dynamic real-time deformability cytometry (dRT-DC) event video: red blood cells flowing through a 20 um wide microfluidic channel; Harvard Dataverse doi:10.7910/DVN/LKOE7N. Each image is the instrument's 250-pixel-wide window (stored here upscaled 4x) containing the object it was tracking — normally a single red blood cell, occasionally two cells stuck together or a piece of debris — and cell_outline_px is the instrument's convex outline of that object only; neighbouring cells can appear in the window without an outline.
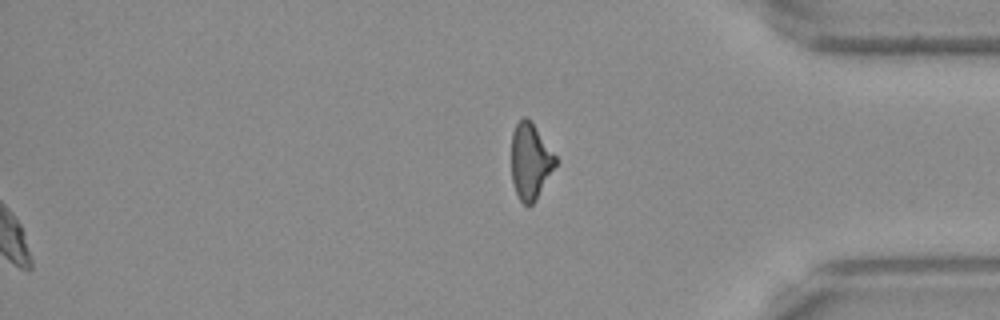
{"species": "Egyptian fruit bat (a non-hibernating species)", "species_latin": "Rousettus aegyptiacus", "temperature_condition": "warm", "stored_images_in_passage": 48, "segment_of_instrument_passage": [2, 2], "camera_frame_rate_fps": 3000, "um_per_image_px": 0.085, "frame": {"image": 1, "passage_image": 48, "time_ms": 15.667, "image_size_px": [1000, 320], "cell_outline_px": [[556, 164], [536, 200], [528, 208], [520, 200], [516, 192], [512, 180], [512, 132], [516, 124], [524, 116], [532, 120], [556, 156]], "centroid_in_image_um": [45.08, 13.69], "position_along_channel_um": 390.1, "area_um2": 19.54}}